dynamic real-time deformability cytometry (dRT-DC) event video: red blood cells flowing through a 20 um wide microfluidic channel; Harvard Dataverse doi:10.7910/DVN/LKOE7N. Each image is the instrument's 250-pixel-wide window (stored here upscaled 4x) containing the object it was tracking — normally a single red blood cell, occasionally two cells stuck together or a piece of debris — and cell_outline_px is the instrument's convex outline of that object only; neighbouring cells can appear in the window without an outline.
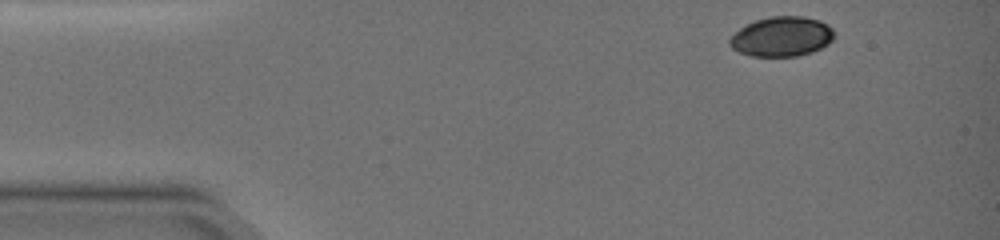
{"species": "common noctule bat (a hibernating species)", "species_latin": "Nyctalus noctula", "temperature_condition": "warm", "stored_images_in_passage": 2, "camera_frame_rate_fps": 3000, "um_per_image_px": 0.085, "animal": {"sex": "female", "body_mass_g": 19.0, "forearm_length_mm": 51.5}, "frame": {"image": 1, "passage_image": 1, "time_ms": 0.0, "image_size_px": [1000, 240], "cell_outline_px": [[836, 36], [828, 44], [812, 52], [796, 56], [752, 56], [740, 52], [732, 48], [728, 44], [728, 40], [740, 28], [756, 20], [772, 16], [804, 16], [820, 20], [828, 24], [832, 28]], "centroid_in_image_um": [66.48, 3.1], "position_along_channel_um": 18.5, "area_um2": 24.28}}